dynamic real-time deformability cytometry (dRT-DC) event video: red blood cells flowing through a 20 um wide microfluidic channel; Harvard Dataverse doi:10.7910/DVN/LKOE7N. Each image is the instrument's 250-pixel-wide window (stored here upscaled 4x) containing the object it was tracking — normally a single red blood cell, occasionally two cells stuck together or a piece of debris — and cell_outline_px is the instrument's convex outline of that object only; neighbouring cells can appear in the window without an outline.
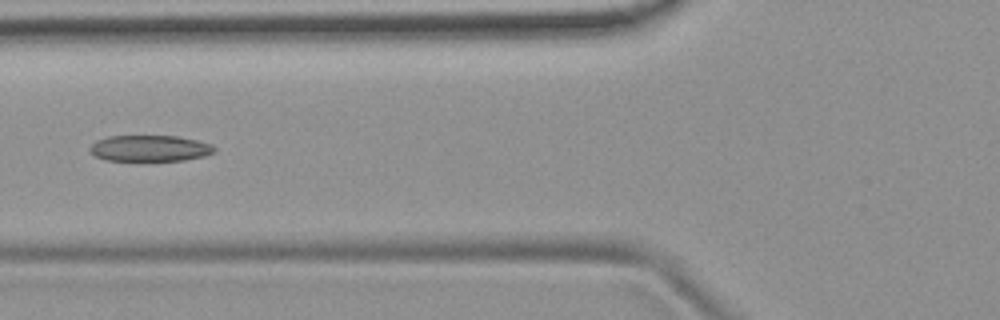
{"species": "common noctule bat (a hibernating species)", "species_latin": "Nyctalus noctula", "temperature_condition": "room temperature", "stored_images_in_passage": 3, "camera_frame_rate_fps": 3000, "um_per_image_px": 0.085, "animal": {"sex": "female", "body_mass_g": 19.9}, "frame": {"image": 1, "passage_image": 2, "time_ms": 1.333, "image_size_px": [1000, 320], "cell_outline_px": [[216, 148], [212, 152], [204, 156], [184, 160], [108, 160], [96, 156], [88, 148], [96, 140], [108, 136], [176, 136], [196, 140], [212, 144]], "centroid_in_image_um": [12.73, 12.59], "position_along_channel_um": 113.1, "area_um2": 18.73}}
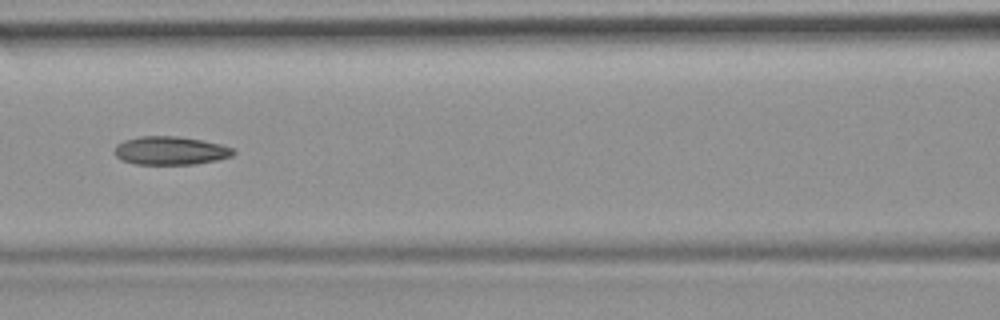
{"frame": {"image": 2, "passage_image": 3, "time_ms": 2.333, "image_size_px": [1000, 320], "cell_outline_px": [[236, 152], [232, 156], [216, 160], [196, 164], [136, 164], [124, 160], [116, 156], [112, 152], [116, 144], [124, 140], [140, 136], [176, 136], [200, 140], [220, 144], [232, 148]], "centroid_in_image_um": [14.46, 12.8], "position_along_channel_um": 152.1, "area_um2": 19.59}}